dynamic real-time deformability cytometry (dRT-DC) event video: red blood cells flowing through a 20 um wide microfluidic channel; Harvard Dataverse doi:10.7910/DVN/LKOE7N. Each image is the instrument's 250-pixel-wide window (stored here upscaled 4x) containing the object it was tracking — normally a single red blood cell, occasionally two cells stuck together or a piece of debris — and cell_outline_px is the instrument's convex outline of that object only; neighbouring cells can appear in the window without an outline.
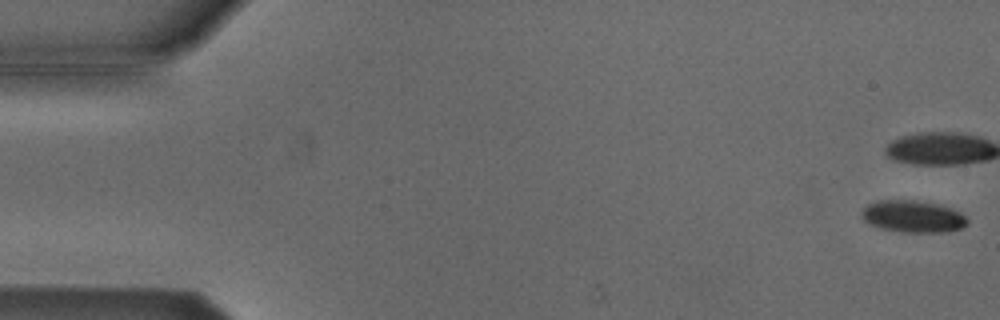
{"species": "Egyptian fruit bat (a non-hibernating species)", "species_latin": "Rousettus aegyptiacus", "temperature_condition": "cold", "stored_images_in_passage": 5, "camera_frame_rate_fps": 3000, "um_per_image_px": 0.085, "animal": {"sex": "male"}, "frame": {"image": 1, "passage_image": 1, "time_ms": 0.0, "image_size_px": [1000, 320], "cell_outline_px": [[968, 224], [960, 228], [948, 232], [900, 232], [880, 228], [864, 220], [860, 212], [868, 204], [876, 200], [912, 200], [936, 204], [960, 212], [968, 220]], "centroid_in_image_um": [77.58, 18.4], "position_along_channel_um": 7.4, "area_um2": 19.54}}